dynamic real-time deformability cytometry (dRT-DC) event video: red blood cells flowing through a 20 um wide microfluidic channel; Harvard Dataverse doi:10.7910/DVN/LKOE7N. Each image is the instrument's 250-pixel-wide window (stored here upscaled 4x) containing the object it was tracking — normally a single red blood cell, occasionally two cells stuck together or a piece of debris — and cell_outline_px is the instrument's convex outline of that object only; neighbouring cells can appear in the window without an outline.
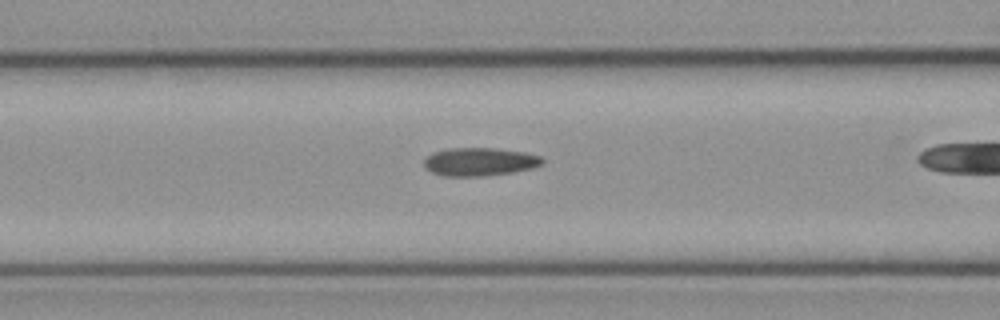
{"species": "common noctule bat (a hibernating species)", "species_latin": "Nyctalus noctula", "temperature_condition": "cold", "stored_images_in_passage": 37, "camera_frame_rate_fps": 3000, "um_per_image_px": 0.085, "animal": {"sex": "female", "body_mass_g": 21.9}, "frame": {"image": 1, "passage_image": 17, "time_ms": 5.333, "image_size_px": [1000, 320], "cell_outline_px": [[544, 164], [532, 168], [512, 172], [484, 176], [444, 176], [432, 172], [424, 168], [424, 160], [428, 156], [436, 152], [448, 148], [492, 148], [524, 152], [540, 156], [544, 160]], "centroid_in_image_um": [40.78, 13.75], "position_along_channel_um": 125.8, "area_um2": 19.36}}
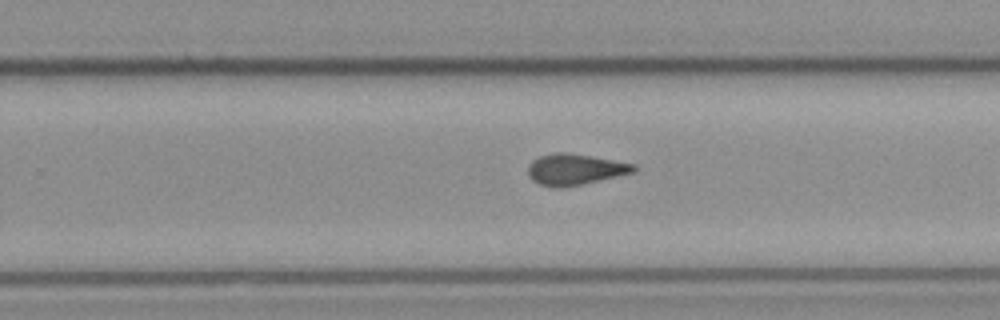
{"frame": {"image": 2, "passage_image": 29, "time_ms": 9.333, "image_size_px": [1000, 320], "cell_outline_px": [[636, 172], [600, 180], [560, 188], [552, 188], [540, 184], [532, 180], [528, 176], [528, 164], [532, 160], [540, 156], [556, 152], [564, 152], [636, 164]], "centroid_in_image_um": [48.84, 14.41], "position_along_channel_um": 281.0, "area_um2": 19.02}}
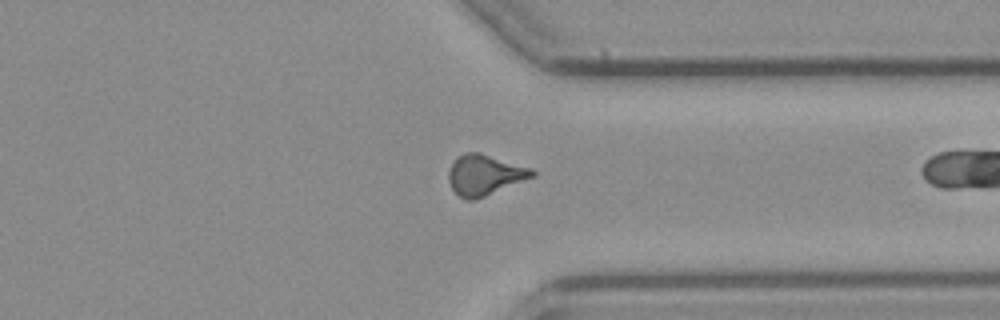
{"frame": {"image": 3, "passage_image": 36, "time_ms": 11.667, "image_size_px": [1000, 320], "cell_outline_px": [[536, 176], [476, 200], [464, 200], [452, 188], [448, 180], [448, 172], [456, 156], [464, 152], [480, 152], [532, 168], [536, 172]], "centroid_in_image_um": [41.21, 14.86], "position_along_channel_um": 370.2, "area_um2": 20.0}}